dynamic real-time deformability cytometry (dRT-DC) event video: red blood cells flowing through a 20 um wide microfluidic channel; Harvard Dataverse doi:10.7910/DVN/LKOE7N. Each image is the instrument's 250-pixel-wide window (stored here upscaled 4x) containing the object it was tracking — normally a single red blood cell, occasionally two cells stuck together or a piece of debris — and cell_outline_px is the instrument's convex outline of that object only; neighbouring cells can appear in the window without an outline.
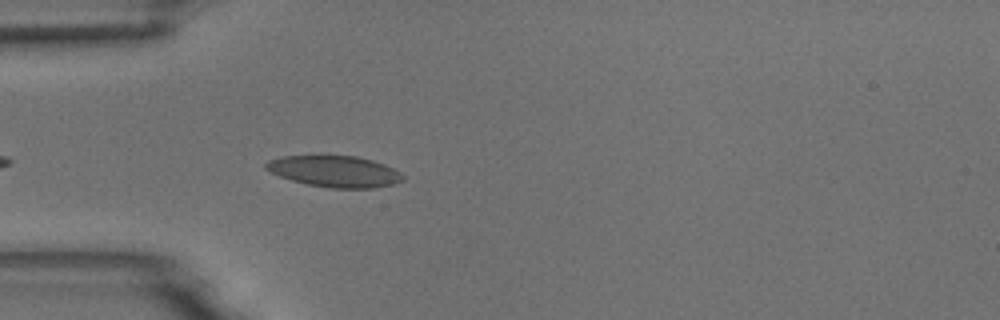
{"species": "common noctule bat (a hibernating species)", "species_latin": "Nyctalus noctula", "temperature_condition": "room temperature", "stored_images_in_passage": 4, "camera_frame_rate_fps": 3000, "um_per_image_px": 0.085, "animal": {"sex": "male", "body_mass_g": 18.8}, "frame": {"image": 1, "passage_image": 4, "time_ms": 1.0, "image_size_px": [1000, 320], "cell_outline_px": [[404, 180], [396, 184], [372, 188], [328, 188], [308, 184], [292, 180], [268, 172], [264, 168], [264, 164], [268, 160], [284, 156], [356, 156], [372, 160], [384, 164], [400, 172], [404, 176]], "centroid_in_image_um": [28.45, 14.57], "position_along_channel_um": 56.6, "area_um2": 25.03}}